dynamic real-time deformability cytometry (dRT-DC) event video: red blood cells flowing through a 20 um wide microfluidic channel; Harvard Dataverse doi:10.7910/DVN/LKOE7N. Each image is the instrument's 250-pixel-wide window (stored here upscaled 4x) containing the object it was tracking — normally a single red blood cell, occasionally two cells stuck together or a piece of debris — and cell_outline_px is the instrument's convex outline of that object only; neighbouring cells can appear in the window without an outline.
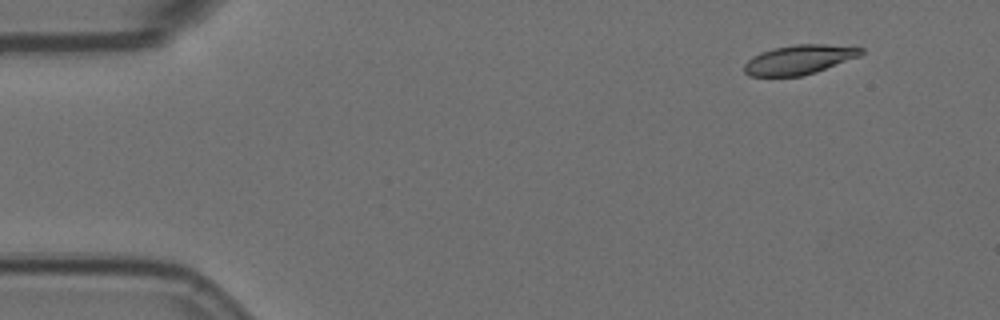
{"species": "Egyptian fruit bat (a non-hibernating species)", "species_latin": "Rousettus aegyptiacus", "temperature_condition": "room temperature", "stored_images_in_passage": 4, "camera_frame_rate_fps": 3000, "um_per_image_px": 0.085, "animal": {"sex": "female"}, "frame": {"image": 1, "passage_image": 1, "time_ms": 0.0, "image_size_px": [1000, 320], "cell_outline_px": [[864, 52], [860, 56], [816, 72], [800, 76], [748, 76], [744, 72], [744, 64], [752, 56], [760, 52], [772, 48], [796, 44], [824, 44], [864, 48]], "centroid_in_image_um": [67.91, 5.06], "position_along_channel_um": 17.1, "area_um2": 20.06}}